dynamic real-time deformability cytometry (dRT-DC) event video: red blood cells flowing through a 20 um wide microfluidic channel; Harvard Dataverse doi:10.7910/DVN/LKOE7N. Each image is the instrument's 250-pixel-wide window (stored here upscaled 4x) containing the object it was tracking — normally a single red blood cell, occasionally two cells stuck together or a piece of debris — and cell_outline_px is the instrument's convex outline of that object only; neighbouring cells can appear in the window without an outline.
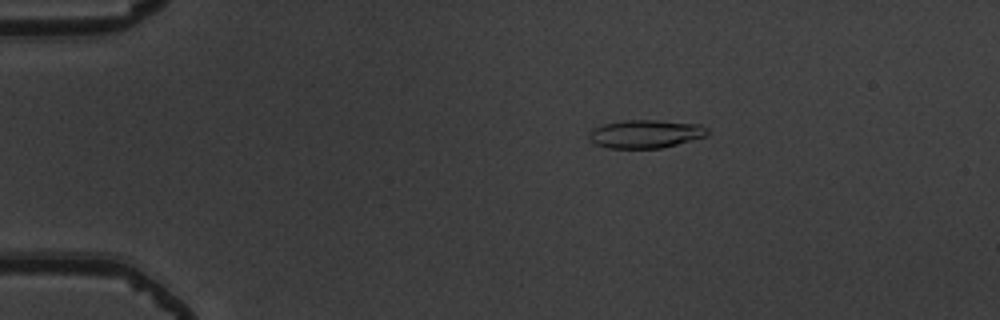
{"species": "common noctule bat (a hibernating species)", "species_latin": "Nyctalus noctula", "temperature_condition": "warm", "stored_images_in_passage": 8, "camera_frame_rate_fps": 3000, "um_per_image_px": 0.085, "animal": {"sex": "male", "body_mass_g": 19.5, "forearm_length_mm": 54.6}, "frame": {"image": 1, "passage_image": 2, "time_ms": 0.333, "image_size_px": [1000, 320], "cell_outline_px": [[708, 132], [704, 136], [676, 144], [660, 148], [608, 148], [596, 144], [588, 136], [588, 132], [592, 128], [604, 124], [624, 120], [656, 120], [700, 124], [708, 128]], "centroid_in_image_um": [54.84, 11.37], "position_along_channel_um": 30.2, "area_um2": 19.31}}
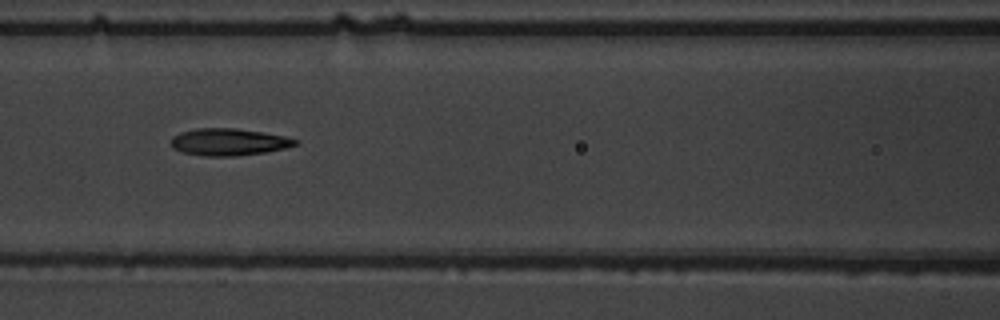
{"frame": {"image": 2, "passage_image": 6, "time_ms": 1.667, "image_size_px": [1000, 320], "cell_outline_px": [[296, 144], [284, 148], [264, 152], [232, 156], [204, 156], [180, 152], [172, 148], [172, 136], [180, 132], [196, 128], [236, 128], [264, 132], [284, 136], [296, 140]], "centroid_in_image_um": [19.37, 12.06], "position_along_channel_um": 147.2, "area_um2": 19.48}}
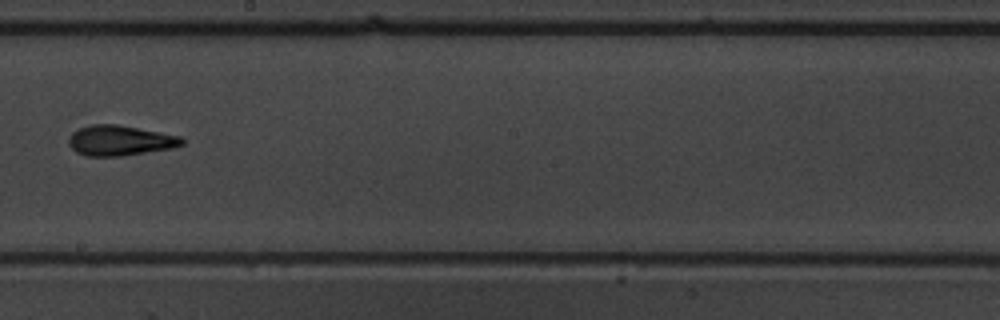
{"frame": {"image": 3, "passage_image": 8, "time_ms": 2.333, "image_size_px": [1000, 320], "cell_outline_px": [[184, 144], [172, 148], [120, 156], [84, 156], [76, 152], [68, 144], [68, 140], [72, 132], [80, 128], [92, 124], [116, 124], [180, 136], [184, 140]], "centroid_in_image_um": [10.17, 11.95], "position_along_channel_um": 238.0, "area_um2": 19.83}}